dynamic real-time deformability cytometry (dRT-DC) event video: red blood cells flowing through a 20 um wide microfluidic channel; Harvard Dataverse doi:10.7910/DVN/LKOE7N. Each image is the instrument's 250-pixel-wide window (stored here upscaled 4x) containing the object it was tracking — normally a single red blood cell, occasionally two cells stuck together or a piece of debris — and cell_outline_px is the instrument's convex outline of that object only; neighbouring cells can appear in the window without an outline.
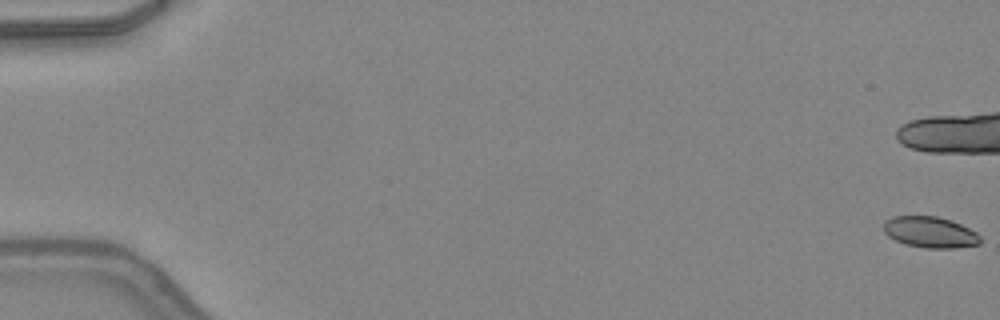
{"species": "common noctule bat (a hibernating species)", "species_latin": "Nyctalus noctula", "temperature_condition": "warm", "stored_images_in_passage": 15, "camera_frame_rate_fps": 3000, "um_per_image_px": 0.085, "animal": {"sex": "female", "body_mass_g": 24.6, "forearm_length_mm": 56.2}, "frame": {"image": 1, "passage_image": 1, "time_ms": 0.0, "image_size_px": [1000, 320], "cell_outline_px": [[980, 244], [956, 248], [924, 248], [904, 244], [888, 236], [884, 232], [884, 220], [892, 216], [936, 216], [952, 220], [976, 232], [980, 236]], "centroid_in_image_um": [79.04, 19.73], "position_along_channel_um": 6.0, "area_um2": 17.63}}